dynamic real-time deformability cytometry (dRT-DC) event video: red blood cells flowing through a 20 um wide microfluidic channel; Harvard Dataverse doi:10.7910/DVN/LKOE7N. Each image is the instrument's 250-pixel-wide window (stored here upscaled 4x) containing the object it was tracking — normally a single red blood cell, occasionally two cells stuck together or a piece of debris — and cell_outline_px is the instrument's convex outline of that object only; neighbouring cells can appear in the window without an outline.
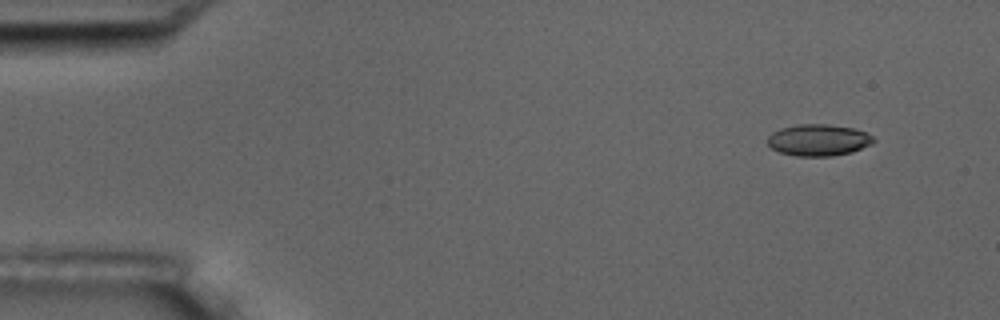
{"species": "common noctule bat (a hibernating species)", "species_latin": "Nyctalus noctula", "temperature_condition": "room temperature", "stored_images_in_passage": 5, "camera_frame_rate_fps": 3000, "um_per_image_px": 0.085, "animal": {"sex": "male", "body_mass_g": 17.5, "forearm_length_mm": 52.3}, "frame": {"image": 1, "passage_image": 1, "time_ms": 0.0, "image_size_px": [1000, 320], "cell_outline_px": [[876, 140], [872, 144], [852, 152], [832, 156], [796, 156], [780, 152], [772, 148], [768, 144], [768, 136], [772, 132], [780, 128], [796, 124], [828, 124], [852, 128], [864, 132], [872, 136]], "centroid_in_image_um": [69.56, 11.9], "position_along_channel_um": 15.4, "area_um2": 19.54}}